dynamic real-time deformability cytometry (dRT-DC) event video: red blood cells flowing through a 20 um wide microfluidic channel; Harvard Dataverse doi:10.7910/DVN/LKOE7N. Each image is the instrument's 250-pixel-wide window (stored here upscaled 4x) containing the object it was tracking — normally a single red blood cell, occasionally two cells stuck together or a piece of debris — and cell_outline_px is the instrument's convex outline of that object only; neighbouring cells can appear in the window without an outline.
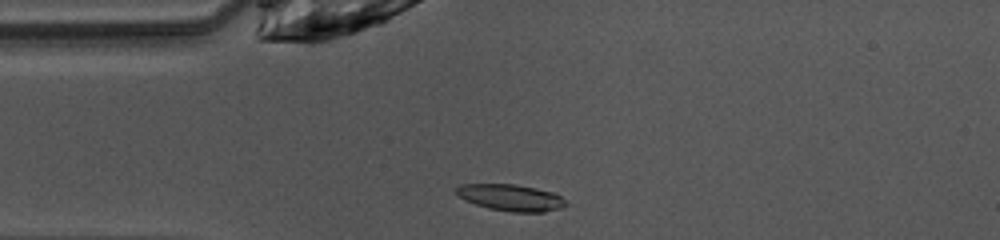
{"species": "common noctule bat (a hibernating species)", "species_latin": "Nyctalus noctula", "temperature_condition": "warm", "stored_images_in_passage": 34, "camera_frame_rate_fps": 3000, "um_per_image_px": 0.085, "animal": {"sex": "female", "body_mass_g": 10.0, "forearm_length_mm": 53.1}, "frame": {"image": 1, "passage_image": 1, "time_ms": 0.0, "image_size_px": [1000, 240], "cell_outline_px": [[568, 204], [560, 208], [544, 212], [512, 212], [488, 208], [464, 200], [456, 192], [456, 188], [460, 184], [516, 184], [536, 188], [552, 192], [560, 196]], "centroid_in_image_um": [43.42, 16.79], "position_along_channel_um": 41.6, "area_um2": 16.88}}
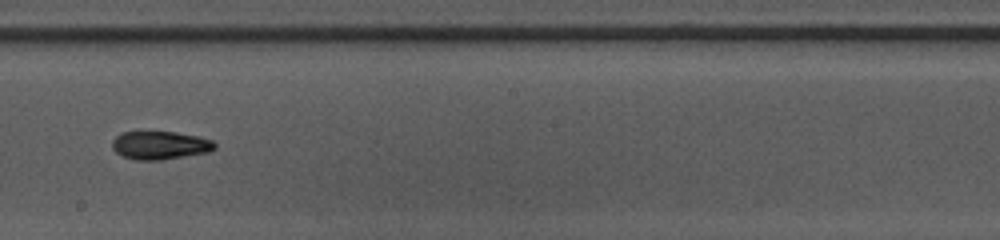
{"frame": {"image": 2, "passage_image": 16, "time_ms": 5.0, "image_size_px": [1000, 240], "cell_outline_px": [[216, 148], [208, 152], [160, 160], [136, 160], [124, 156], [116, 152], [112, 148], [112, 140], [120, 132], [176, 132], [200, 136], [212, 140], [216, 144]], "centroid_in_image_um": [13.61, 12.34], "position_along_channel_um": 234.6, "area_um2": 16.88}}
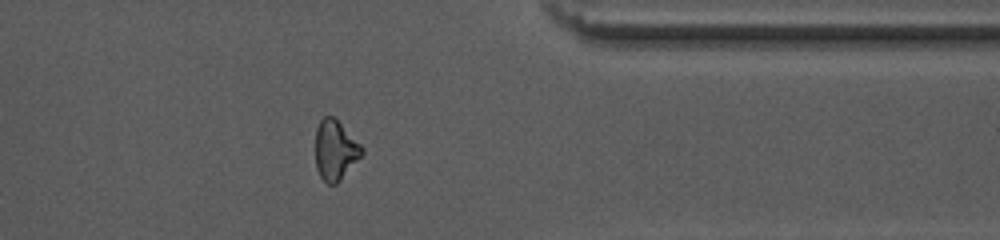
{"frame": {"image": 3, "passage_image": 28, "time_ms": 9.0, "image_size_px": [1000, 240], "cell_outline_px": [[364, 152], [340, 180], [336, 184], [328, 184], [320, 176], [316, 168], [316, 128], [320, 120], [324, 116], [332, 116], [364, 148]], "centroid_in_image_um": [28.48, 12.77], "position_along_channel_um": 382.9, "area_um2": 15.84}, "authors_computed_cell_mechanics": {"area_um2": 16.6464, "velocity_mm_per_s": 4.088, "shape_relaxation_time_tau1_ms": 6.3865, "shape_relaxation_time_tau2_ms": null, "deformation_change_tau1": 0.1826, "deformation_change_tau2": null}}